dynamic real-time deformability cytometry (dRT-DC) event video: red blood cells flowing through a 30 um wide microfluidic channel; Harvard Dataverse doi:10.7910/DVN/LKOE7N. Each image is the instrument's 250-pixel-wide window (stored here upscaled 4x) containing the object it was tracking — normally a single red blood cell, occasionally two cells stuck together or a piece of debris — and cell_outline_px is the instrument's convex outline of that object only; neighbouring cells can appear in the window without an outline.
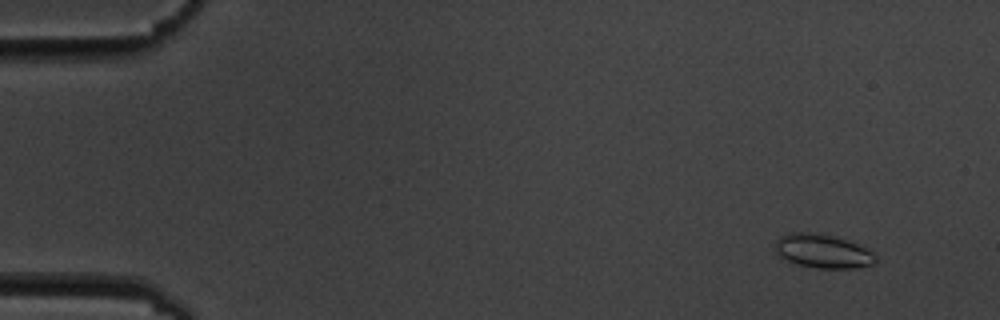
{"species": "common noctule bat (a hibernating species)", "species_latin": "Nyctalus noctula", "temperature_condition": "cold", "stored_images_in_passage": 9, "camera_frame_rate_fps": 3000, "um_per_image_px": 0.085, "animal": {"sex": "male", "body_mass_g": 19.5, "forearm_length_mm": 54.6}, "frame": {"image": 1, "passage_image": 2, "time_ms": 1.0, "image_size_px": [1000, 320], "cell_outline_px": [[876, 260], [872, 264], [852, 268], [816, 268], [800, 264], [788, 260], [780, 256], [776, 252], [776, 240], [780, 236], [792, 232], [808, 232], [836, 236], [856, 244], [872, 252], [876, 256]], "centroid_in_image_um": [69.92, 21.34], "position_along_channel_um": 15.1, "area_um2": 19.42}}
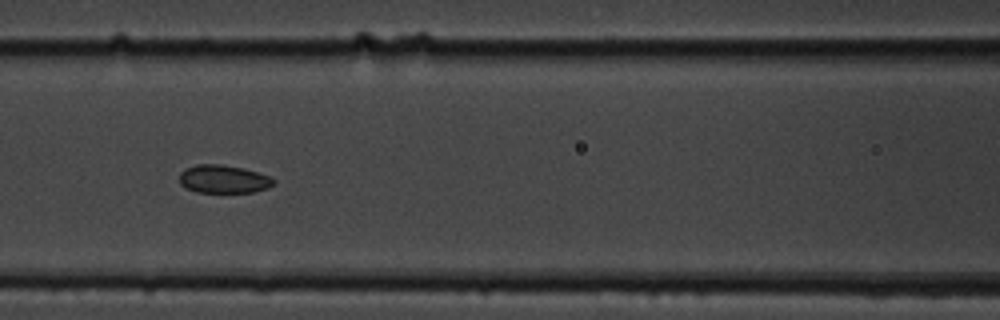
{"frame": {"image": 2, "passage_image": 8, "time_ms": 8.0, "image_size_px": [1000, 320], "cell_outline_px": [[276, 184], [268, 188], [252, 192], [196, 192], [184, 188], [180, 184], [180, 172], [184, 168], [196, 164], [220, 164], [244, 168], [272, 176], [276, 180]], "centroid_in_image_um": [19.02, 15.22], "position_along_channel_um": 147.6, "area_um2": 15.78}}
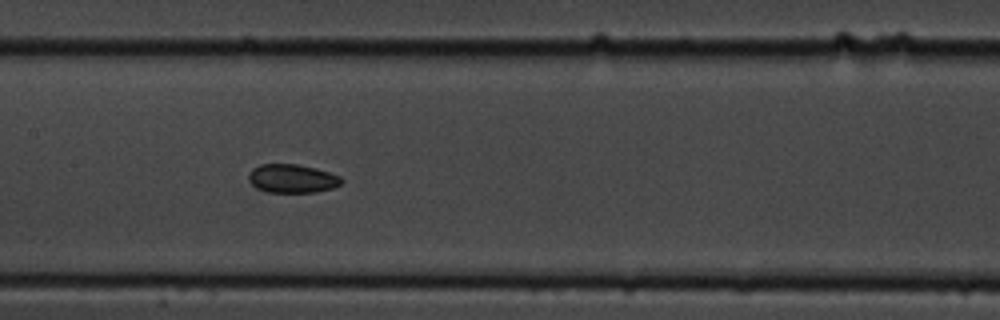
{"frame": {"image": 3, "passage_image": 9, "time_ms": 9.0, "image_size_px": [1000, 320], "cell_outline_px": [[344, 180], [340, 184], [332, 188], [316, 192], [268, 192], [256, 188], [248, 180], [248, 176], [252, 168], [260, 164], [296, 164], [316, 168], [340, 176]], "centroid_in_image_um": [24.82, 15.17], "position_along_channel_um": 182.6, "area_um2": 15.49}}